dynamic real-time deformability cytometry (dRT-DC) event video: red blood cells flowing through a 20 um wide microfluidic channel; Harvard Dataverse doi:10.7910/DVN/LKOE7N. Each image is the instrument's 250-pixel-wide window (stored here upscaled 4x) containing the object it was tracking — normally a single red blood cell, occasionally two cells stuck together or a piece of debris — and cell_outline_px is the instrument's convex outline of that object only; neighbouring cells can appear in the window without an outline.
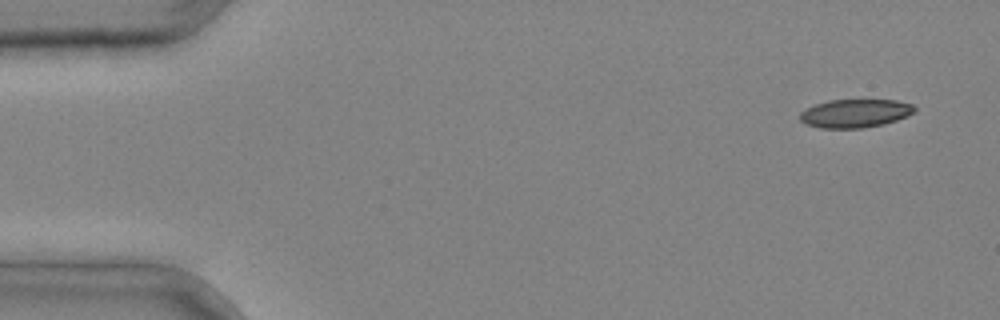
{"species": "common noctule bat (a hibernating species)", "species_latin": "Nyctalus noctula", "temperature_condition": "cold", "stored_images_in_passage": 4, "camera_frame_rate_fps": 3000, "um_per_image_px": 0.085, "animal": {"sex": "male", "body_mass_g": 20.4}, "frame": {"image": 1, "passage_image": 1, "time_ms": 0.0, "image_size_px": [1000, 320], "cell_outline_px": [[916, 112], [908, 116], [884, 124], [864, 128], [820, 128], [804, 124], [800, 120], [800, 112], [816, 104], [828, 100], [896, 100], [912, 104], [916, 108]], "centroid_in_image_um": [72.7, 9.64], "position_along_channel_um": 12.3, "area_um2": 19.07}}
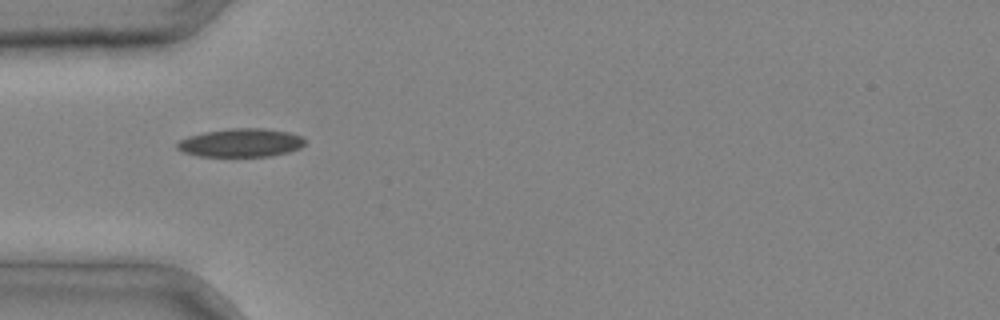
{"frame": {"image": 2, "passage_image": 4, "time_ms": 1.0, "image_size_px": [1000, 320], "cell_outline_px": [[304, 144], [300, 148], [288, 152], [268, 156], [200, 156], [184, 152], [176, 148], [176, 144], [180, 140], [188, 136], [204, 132], [232, 128], [264, 128], [288, 132], [304, 136]], "centroid_in_image_um": [20.48, 12.13], "position_along_channel_um": 64.5, "area_um2": 21.1}}